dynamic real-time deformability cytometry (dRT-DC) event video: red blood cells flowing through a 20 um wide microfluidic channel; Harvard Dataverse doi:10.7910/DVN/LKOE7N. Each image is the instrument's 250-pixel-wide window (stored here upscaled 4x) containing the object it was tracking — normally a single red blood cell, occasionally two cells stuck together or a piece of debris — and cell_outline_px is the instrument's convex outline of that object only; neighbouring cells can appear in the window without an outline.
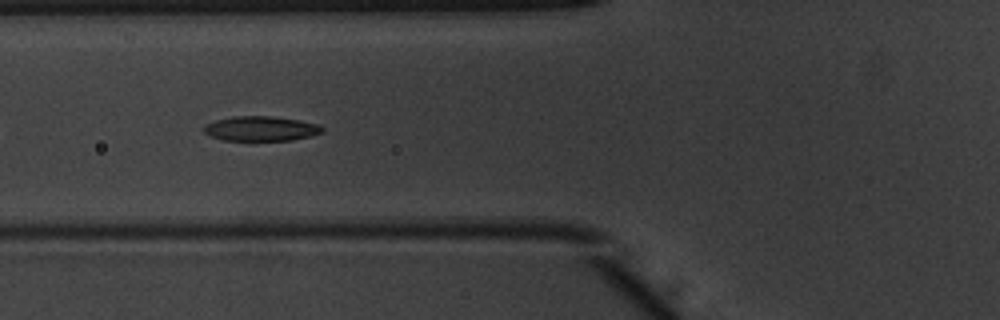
{"species": "common noctule bat (a hibernating species)", "species_latin": "Nyctalus noctula", "temperature_condition": "warm", "stored_images_in_passage": 10, "camera_frame_rate_fps": 3000, "um_per_image_px": 0.085, "animal": {"sex": "male", "body_mass_g": 20.1, "forearm_length_mm": 53.5}, "frame": {"image": 1, "passage_image": 6, "time_ms": 1.667, "image_size_px": [1000, 320], "cell_outline_px": [[324, 132], [312, 136], [292, 140], [224, 140], [212, 136], [204, 132], [200, 128], [204, 124], [216, 120], [232, 116], [272, 116], [300, 120], [320, 124], [324, 128]], "centroid_in_image_um": [22.2, 10.92], "position_along_channel_um": 103.6, "area_um2": 17.28}}